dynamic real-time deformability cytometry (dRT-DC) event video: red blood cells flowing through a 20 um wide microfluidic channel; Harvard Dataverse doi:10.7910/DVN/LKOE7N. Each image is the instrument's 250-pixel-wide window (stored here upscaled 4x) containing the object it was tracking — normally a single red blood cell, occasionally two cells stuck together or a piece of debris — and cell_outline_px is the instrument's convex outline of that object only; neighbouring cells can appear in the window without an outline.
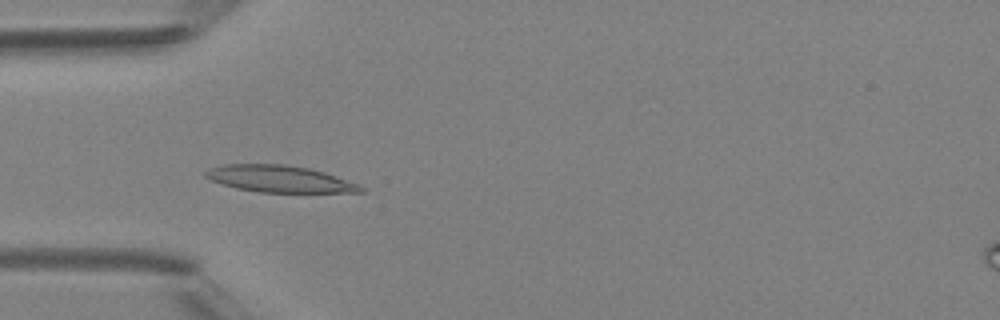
{"species": "Egyptian fruit bat (a non-hibernating species)", "species_latin": "Rousettus aegyptiacus", "temperature_condition": "room temperature", "stored_images_in_passage": 48, "camera_frame_rate_fps": 3000, "um_per_image_px": 0.085, "animal": {"sex": "female"}, "frame": {"image": 1, "passage_image": 15, "time_ms": 4.667, "image_size_px": [1000, 320], "cell_outline_px": [[364, 192], [260, 192], [236, 188], [212, 180], [204, 176], [204, 172], [208, 168], [224, 164], [284, 164], [308, 168], [324, 172], [360, 184], [364, 188]], "centroid_in_image_um": [23.76, 15.2], "position_along_channel_um": 61.2, "area_um2": 24.1}}
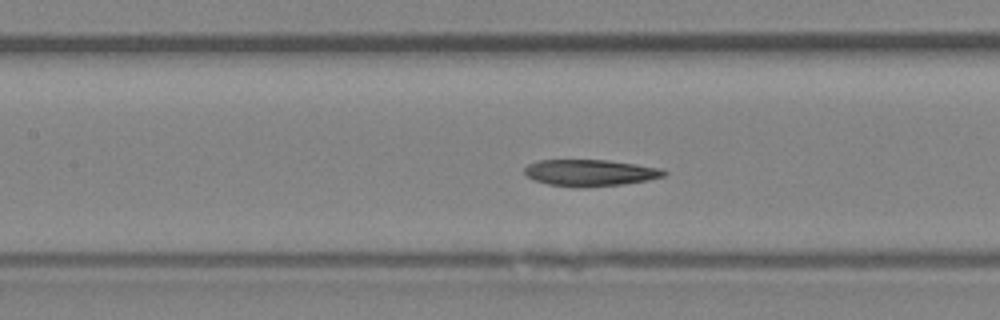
{"frame": {"image": 2, "passage_image": 22, "time_ms": 7.0, "image_size_px": [1000, 320], "cell_outline_px": [[668, 172], [664, 176], [648, 180], [620, 184], [548, 184], [532, 180], [524, 172], [524, 168], [528, 164], [540, 160], [608, 160], [664, 168]], "centroid_in_image_um": [50.2, 14.63], "position_along_channel_um": 157.2, "area_um2": 20.63}}
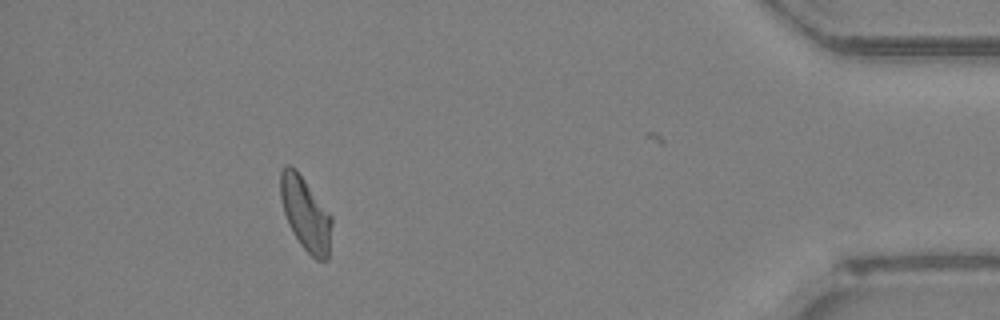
{"frame": {"image": 3, "passage_image": 44, "time_ms": 14.333, "image_size_px": [1000, 320], "cell_outline_px": [[332, 224], [328, 260], [316, 260], [300, 244], [284, 212], [280, 196], [280, 172], [288, 164], [296, 168], [332, 216]], "centroid_in_image_um": [25.99, 18.16], "position_along_channel_um": 409.2, "area_um2": 21.68}, "authors_computed_cell_mechanics": {"area_um2": 22.0507, "velocity_mm_per_s": 4.2038, "shape_relaxation_time_tau1_ms": null, "shape_relaxation_time_tau2_ms": 1.9328, "deformation_change_tau1": null, "deformation_change_tau2": 0.0868}}